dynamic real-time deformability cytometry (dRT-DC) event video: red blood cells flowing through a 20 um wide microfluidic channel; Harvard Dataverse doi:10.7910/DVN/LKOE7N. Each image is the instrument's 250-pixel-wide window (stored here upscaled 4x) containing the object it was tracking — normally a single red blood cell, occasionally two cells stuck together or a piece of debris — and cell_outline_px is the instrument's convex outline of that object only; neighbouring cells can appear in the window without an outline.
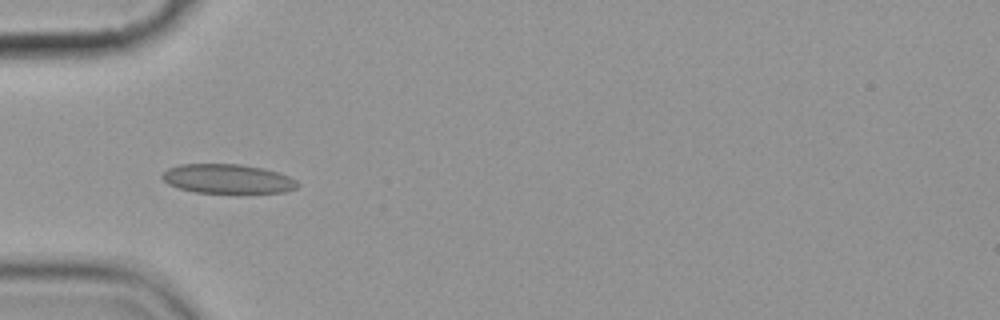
{"species": "common noctule bat (a hibernating species)", "species_latin": "Nyctalus noctula", "temperature_condition": "cold", "stored_images_in_passage": 5, "camera_frame_rate_fps": 3000, "um_per_image_px": 0.085, "animal": {"sex": "female", "body_mass_g": 19.9}, "frame": {"image": 1, "passage_image": 4, "time_ms": 3.333, "image_size_px": [1000, 320], "cell_outline_px": [[300, 184], [296, 188], [284, 192], [196, 192], [180, 188], [168, 184], [160, 176], [168, 168], [180, 164], [240, 164], [260, 168], [276, 172], [288, 176], [296, 180]], "centroid_in_image_um": [19.32, 15.19], "position_along_channel_um": 65.7, "area_um2": 22.72}}
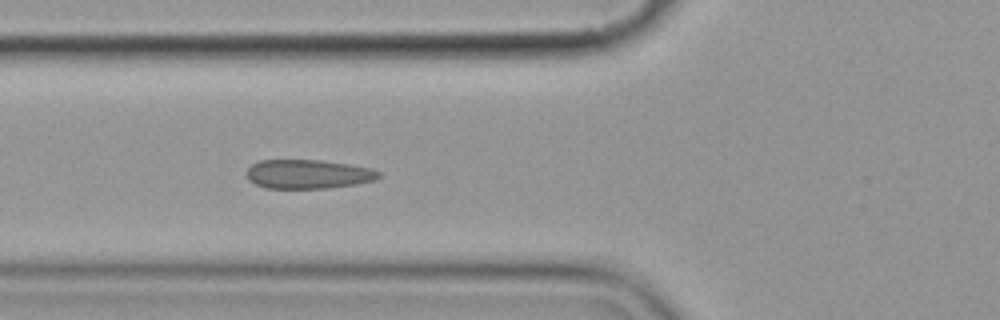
{"frame": {"image": 2, "passage_image": 5, "time_ms": 4.333, "image_size_px": [1000, 320], "cell_outline_px": [[380, 176], [376, 180], [356, 184], [328, 188], [264, 188], [248, 180], [244, 172], [252, 164], [260, 160], [320, 160], [348, 164], [372, 168], [380, 172]], "centroid_in_image_um": [26.17, 14.8], "position_along_channel_um": 99.6, "area_um2": 22.54}}